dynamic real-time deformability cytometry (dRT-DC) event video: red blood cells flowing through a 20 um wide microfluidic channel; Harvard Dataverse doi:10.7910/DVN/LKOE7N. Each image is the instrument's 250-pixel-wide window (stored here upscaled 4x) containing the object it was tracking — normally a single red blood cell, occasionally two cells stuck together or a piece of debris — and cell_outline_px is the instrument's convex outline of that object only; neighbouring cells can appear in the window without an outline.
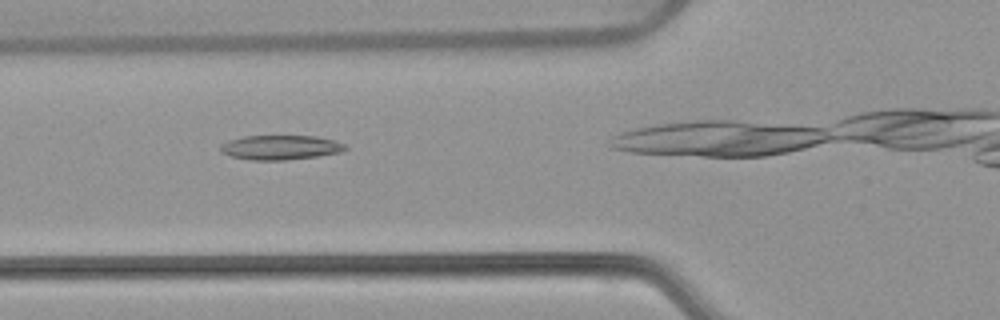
{"species": "common noctule bat (a hibernating species)", "species_latin": "Nyctalus noctula", "temperature_condition": "warm", "stored_images_in_passage": 33, "camera_frame_rate_fps": 3000, "um_per_image_px": 0.085, "animal": {"sex": "female", "body_mass_g": 22.7, "forearm_length_mm": 54.2}, "frame": {"image": 1, "passage_image": 11, "time_ms": 3.333, "image_size_px": [1000, 320], "cell_outline_px": [[348, 148], [340, 152], [316, 156], [284, 160], [252, 160], [232, 156], [220, 152], [220, 144], [228, 140], [244, 136], [316, 136], [332, 140], [344, 144]], "centroid_in_image_um": [23.79, 12.53], "position_along_channel_um": 102.0, "area_um2": 17.69}}
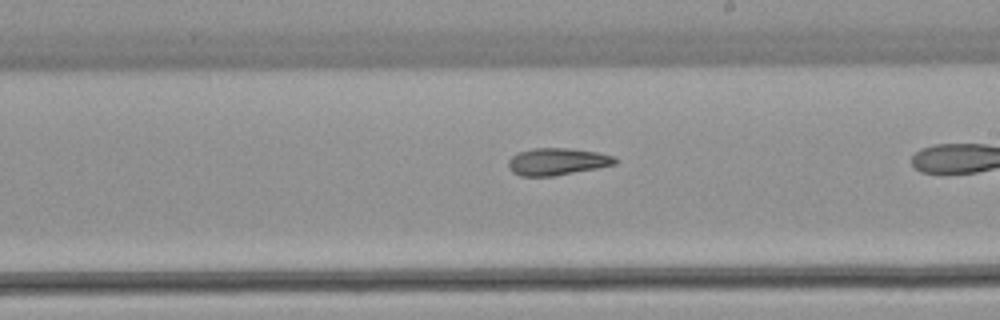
{"frame": {"image": 2, "passage_image": 22, "time_ms": 7.0, "image_size_px": [1000, 320], "cell_outline_px": [[620, 160], [616, 164], [596, 168], [552, 176], [520, 176], [512, 172], [508, 168], [508, 160], [512, 156], [520, 152], [532, 148], [568, 148], [596, 152], [612, 156]], "centroid_in_image_um": [47.34, 13.73], "position_along_channel_um": 241.7, "area_um2": 16.76}}
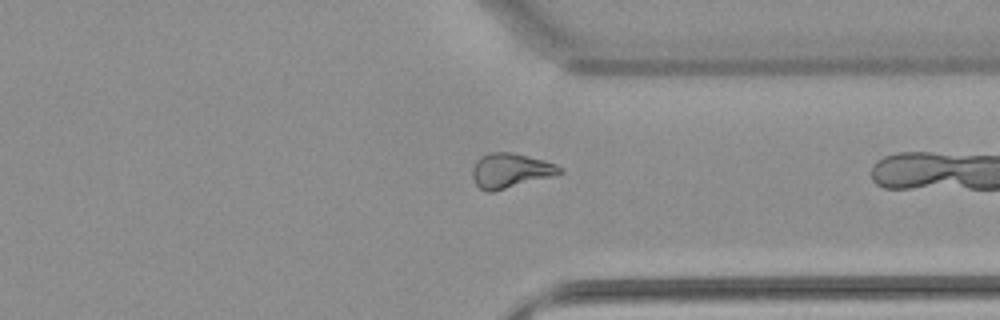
{"frame": {"image": 3, "passage_image": 32, "time_ms": 10.333, "image_size_px": [1000, 320], "cell_outline_px": [[564, 172], [552, 176], [492, 192], [484, 192], [476, 184], [472, 176], [472, 168], [476, 160], [480, 156], [492, 152], [512, 152], [544, 160], [556, 164], [564, 168]], "centroid_in_image_um": [43.38, 14.49], "position_along_channel_um": 368.0, "area_um2": 17.69}}